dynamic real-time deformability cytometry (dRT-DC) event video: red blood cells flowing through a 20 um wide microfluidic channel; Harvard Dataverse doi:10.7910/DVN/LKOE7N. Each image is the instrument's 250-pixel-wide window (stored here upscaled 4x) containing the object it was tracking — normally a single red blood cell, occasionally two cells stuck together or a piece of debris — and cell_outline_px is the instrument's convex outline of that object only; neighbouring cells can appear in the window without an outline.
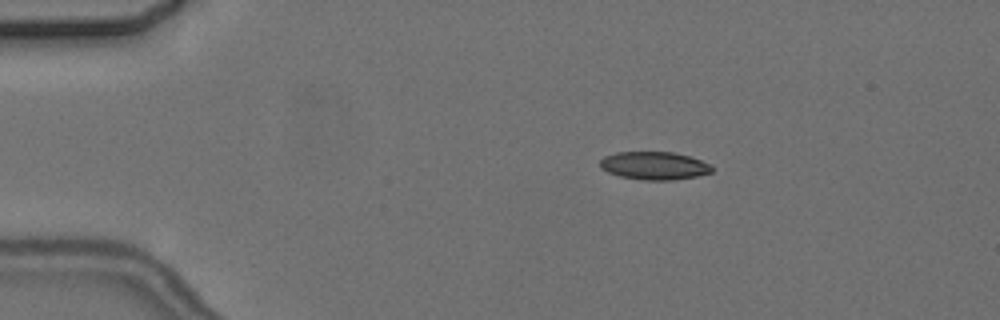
{"species": "common noctule bat (a hibernating species)", "species_latin": "Nyctalus noctula", "temperature_condition": "cold", "stored_images_in_passage": 4, "camera_frame_rate_fps": 3000, "um_per_image_px": 0.085, "animal": {"sex": "female", "body_mass_g": 24.6, "forearm_length_mm": 56.2}, "frame": {"image": 1, "passage_image": 2, "time_ms": 1.0, "image_size_px": [1000, 320], "cell_outline_px": [[712, 172], [696, 176], [672, 180], [644, 180], [620, 176], [608, 172], [600, 168], [600, 160], [604, 156], [616, 152], [672, 152], [688, 156], [700, 160], [708, 164], [712, 168]], "centroid_in_image_um": [55.57, 14.08], "position_along_channel_um": 29.4, "area_um2": 18.09}}